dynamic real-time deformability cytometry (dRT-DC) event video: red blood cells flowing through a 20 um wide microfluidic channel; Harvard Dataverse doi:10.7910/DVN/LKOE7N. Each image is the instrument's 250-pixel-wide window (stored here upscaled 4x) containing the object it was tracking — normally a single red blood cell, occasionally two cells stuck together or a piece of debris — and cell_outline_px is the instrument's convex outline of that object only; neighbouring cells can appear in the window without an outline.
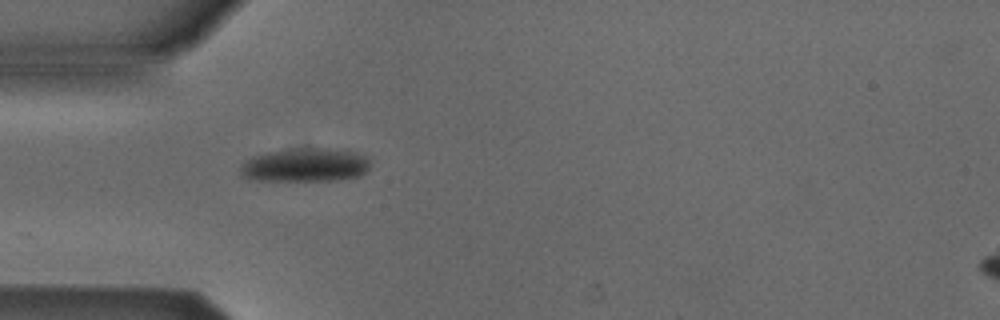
{"species": "Egyptian fruit bat (a non-hibernating species)", "species_latin": "Rousettus aegyptiacus", "temperature_condition": "cold", "stored_images_in_passage": 1, "camera_frame_rate_fps": 3000, "um_per_image_px": 0.085, "animal": {"sex": "male"}, "frame": {"image": 1, "passage_image": 1, "time_ms": 0.0, "image_size_px": [1000, 320], "cell_outline_px": [[368, 168], [360, 176], [336, 180], [248, 180], [240, 176], [240, 164], [252, 156], [268, 152], [300, 148], [316, 148], [352, 152], [364, 156], [368, 160]], "centroid_in_image_um": [25.84, 14.05], "position_along_channel_um": 59.2, "area_um2": 25.14}}